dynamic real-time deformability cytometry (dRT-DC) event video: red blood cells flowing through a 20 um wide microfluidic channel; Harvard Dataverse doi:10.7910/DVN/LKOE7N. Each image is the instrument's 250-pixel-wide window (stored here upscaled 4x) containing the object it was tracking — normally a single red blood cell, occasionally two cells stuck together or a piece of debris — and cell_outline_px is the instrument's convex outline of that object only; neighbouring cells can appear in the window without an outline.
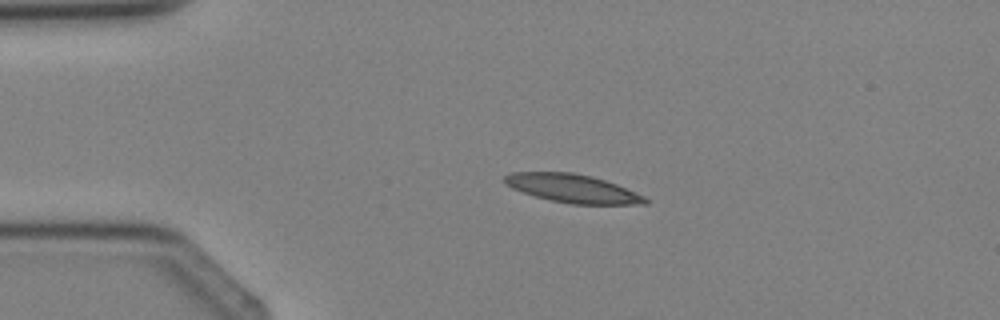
{"species": "Egyptian fruit bat (a non-hibernating species)", "species_latin": "Rousettus aegyptiacus", "temperature_condition": "cold", "stored_images_in_passage": 3, "camera_frame_rate_fps": 3000, "um_per_image_px": 0.085, "animal": {"sex": "female"}, "frame": {"image": 1, "passage_image": 2, "time_ms": 1.0, "image_size_px": [1000, 320], "cell_outline_px": [[648, 204], [572, 204], [552, 200], [536, 196], [512, 188], [504, 184], [504, 176], [512, 172], [572, 172], [592, 176], [616, 184], [644, 196], [648, 200]], "centroid_in_image_um": [48.66, 16.01], "position_along_channel_um": 36.3, "area_um2": 23.0}}
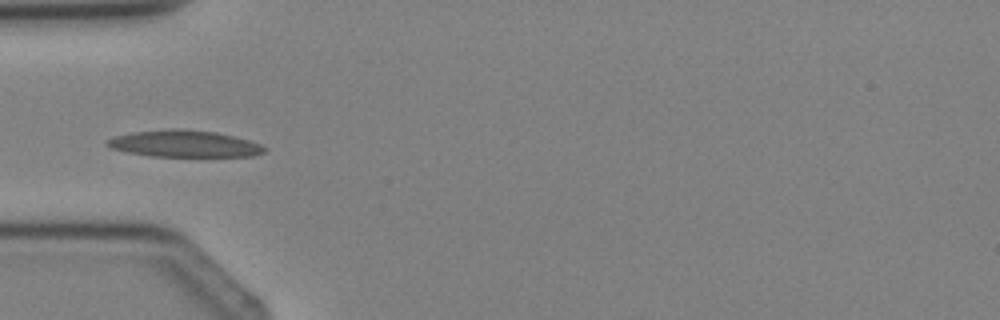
{"frame": {"image": 2, "passage_image": 3, "time_ms": 2.333, "image_size_px": [1000, 320], "cell_outline_px": [[268, 148], [264, 152], [252, 156], [152, 156], [128, 152], [112, 148], [104, 144], [104, 140], [116, 136], [132, 132], [168, 128], [184, 128], [216, 132], [248, 140], [260, 144]], "centroid_in_image_um": [15.64, 12.2], "position_along_channel_um": 69.4, "area_um2": 24.57}}